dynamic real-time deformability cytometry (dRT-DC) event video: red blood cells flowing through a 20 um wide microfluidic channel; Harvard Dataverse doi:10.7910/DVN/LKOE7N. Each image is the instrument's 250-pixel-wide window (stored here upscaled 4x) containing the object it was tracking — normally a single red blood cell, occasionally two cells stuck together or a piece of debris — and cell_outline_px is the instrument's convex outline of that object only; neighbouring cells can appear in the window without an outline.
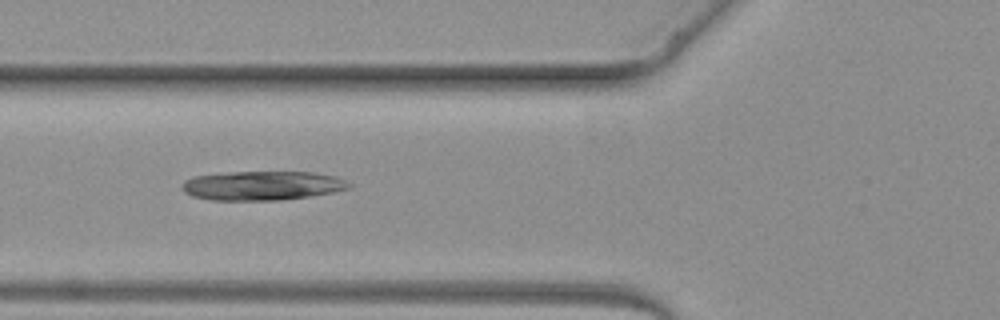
{"species": "common noctule bat (a hibernating species)", "species_latin": "Nyctalus noctula", "temperature_condition": "warm", "stored_images_in_passage": 5, "camera_frame_rate_fps": 3000, "um_per_image_px": 0.085, "animal": {"sex": "female", "body_mass_g": 19.3, "forearm_length_mm": 54.1}, "frame": {"image": 1, "passage_image": 4, "time_ms": 4.667, "image_size_px": [1000, 320], "cell_outline_px": [[352, 188], [332, 192], [308, 196], [280, 200], [212, 200], [192, 196], [184, 192], [180, 188], [184, 180], [192, 176], [232, 172], [312, 172], [332, 176], [344, 180], [352, 184]], "centroid_in_image_um": [22.25, 15.78], "position_along_channel_um": 103.6, "area_um2": 28.32}}
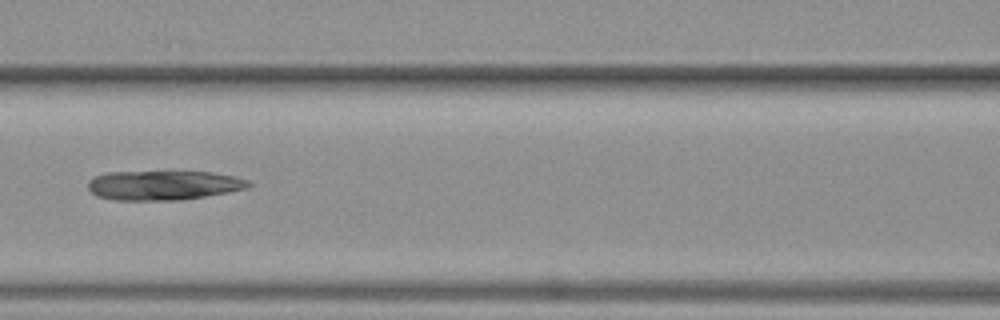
{"frame": {"image": 2, "passage_image": 5, "time_ms": 5.667, "image_size_px": [1000, 320], "cell_outline_px": [[252, 184], [248, 188], [228, 192], [180, 200], [112, 200], [96, 196], [88, 188], [88, 180], [96, 176], [108, 172], [212, 172], [236, 176], [248, 180]], "centroid_in_image_um": [13.9, 15.75], "position_along_channel_um": 152.7, "area_um2": 27.57}}